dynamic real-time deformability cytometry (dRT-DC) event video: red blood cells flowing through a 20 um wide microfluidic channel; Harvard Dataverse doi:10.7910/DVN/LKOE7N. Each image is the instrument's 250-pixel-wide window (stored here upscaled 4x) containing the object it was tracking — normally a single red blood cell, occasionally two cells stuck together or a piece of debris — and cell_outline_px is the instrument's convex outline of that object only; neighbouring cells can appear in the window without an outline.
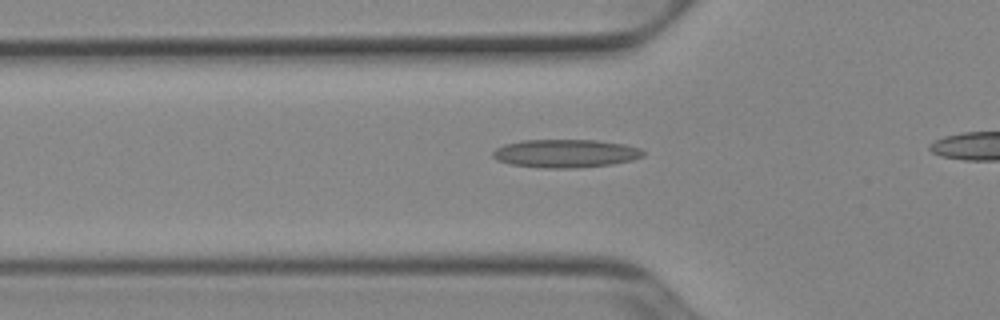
{"species": "Egyptian fruit bat (a non-hibernating species)", "species_latin": "Rousettus aegyptiacus", "temperature_condition": "cold", "stored_images_in_passage": 34, "camera_frame_rate_fps": 3000, "um_per_image_px": 0.085, "animal": {"sex": "female"}, "frame": {"image": 1, "passage_image": 9, "time_ms": 2.667, "image_size_px": [1000, 320], "cell_outline_px": [[644, 156], [632, 160], [612, 164], [576, 168], [544, 168], [508, 164], [496, 160], [492, 156], [492, 152], [496, 148], [504, 144], [524, 140], [596, 140], [624, 144], [640, 148], [644, 152]], "centroid_in_image_um": [48.05, 13.04], "position_along_channel_um": 77.8, "area_um2": 24.85}}
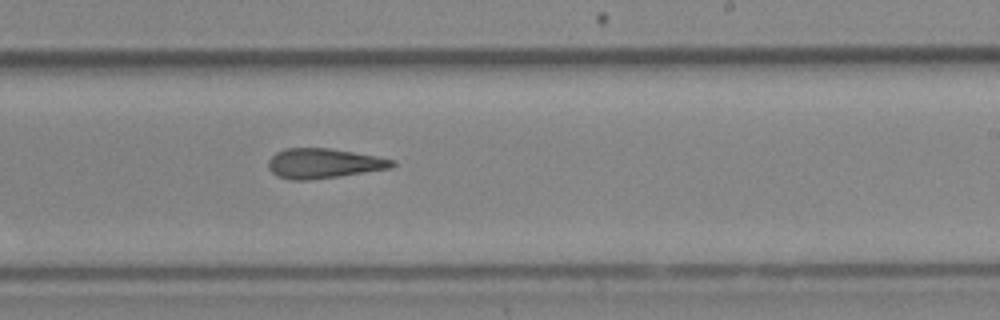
{"frame": {"image": 2, "passage_image": 23, "time_ms": 7.333, "image_size_px": [1000, 320], "cell_outline_px": [[396, 164], [392, 168], [340, 176], [308, 180], [292, 180], [276, 176], [268, 168], [268, 160], [276, 152], [284, 148], [328, 148], [376, 156], [396, 160]], "centroid_in_image_um": [27.5, 13.89], "position_along_channel_um": 261.5, "area_um2": 21.62}}
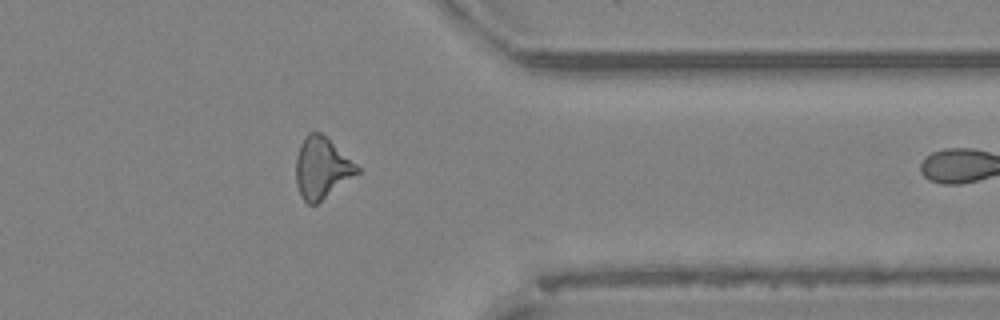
{"frame": {"image": 3, "passage_image": 33, "time_ms": 10.667, "image_size_px": [1000, 320], "cell_outline_px": [[360, 172], [316, 204], [308, 204], [300, 196], [296, 184], [296, 156], [300, 144], [304, 136], [308, 132], [320, 132], [356, 164], [360, 168]], "centroid_in_image_um": [27.32, 14.28], "position_along_channel_um": 384.1, "area_um2": 21.62}}